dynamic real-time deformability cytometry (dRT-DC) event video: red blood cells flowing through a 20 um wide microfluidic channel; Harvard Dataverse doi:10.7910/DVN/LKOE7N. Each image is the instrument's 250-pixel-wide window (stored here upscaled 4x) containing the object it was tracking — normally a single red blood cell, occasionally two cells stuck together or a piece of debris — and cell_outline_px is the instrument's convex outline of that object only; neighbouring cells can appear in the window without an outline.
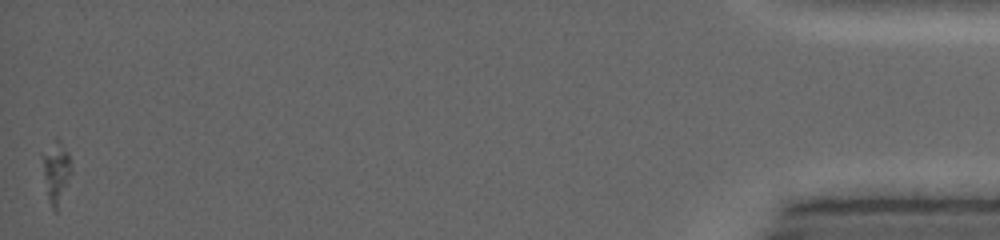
{"species": "common noctule bat (a hibernating species)", "species_latin": "Nyctalus noctula", "temperature_condition": "warm", "stored_images_in_passage": 31, "camera_frame_rate_fps": 5000, "um_per_image_px": 0.085, "animal": {"sex": "female", "body_mass_g": 19.0, "forearm_length_mm": 53.3}, "frame": {"image": 1, "passage_image": 31, "time_ms": 14.8, "image_size_px": [1000, 240], "cell_outline_px": [[72, 172], [68, 184], [56, 212], [52, 208], [48, 196], [40, 156], [40, 152], [56, 136], [60, 140], [68, 152]], "centroid_in_image_um": [4.75, 14.51], "position_along_channel_um": 430.4, "area_um2": 10.64}}